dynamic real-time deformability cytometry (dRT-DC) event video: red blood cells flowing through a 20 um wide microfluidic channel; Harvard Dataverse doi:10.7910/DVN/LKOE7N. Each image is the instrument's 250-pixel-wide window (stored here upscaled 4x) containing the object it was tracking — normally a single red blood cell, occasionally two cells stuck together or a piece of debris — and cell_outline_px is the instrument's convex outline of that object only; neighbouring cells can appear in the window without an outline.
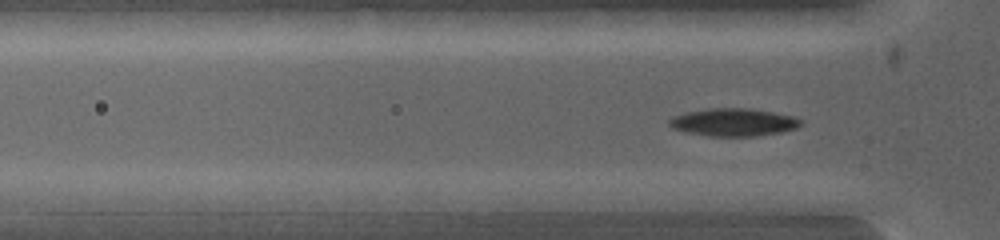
{"species": "common noctule bat (a hibernating species)", "species_latin": "Nyctalus noctula", "temperature_condition": "warm", "stored_images_in_passage": 5, "segment_of_instrument_passage": [2, 2], "camera_frame_rate_fps": 5000, "um_per_image_px": 0.085, "animal": {"sex": "female", "body_mass_g": 19.0, "forearm_length_mm": 53.3}, "frame": {"image": 1, "passage_image": 5, "time_ms": 1.8, "image_size_px": [1000, 240], "cell_outline_px": [[660, 200], [652, 208], [636, 212], [496, 212], [488, 200], [504, 192], [644, 192]], "centroid_in_image_um": [48.69, 17.17], "position_along_channel_um": 77.1, "area_um2": 22.89}}